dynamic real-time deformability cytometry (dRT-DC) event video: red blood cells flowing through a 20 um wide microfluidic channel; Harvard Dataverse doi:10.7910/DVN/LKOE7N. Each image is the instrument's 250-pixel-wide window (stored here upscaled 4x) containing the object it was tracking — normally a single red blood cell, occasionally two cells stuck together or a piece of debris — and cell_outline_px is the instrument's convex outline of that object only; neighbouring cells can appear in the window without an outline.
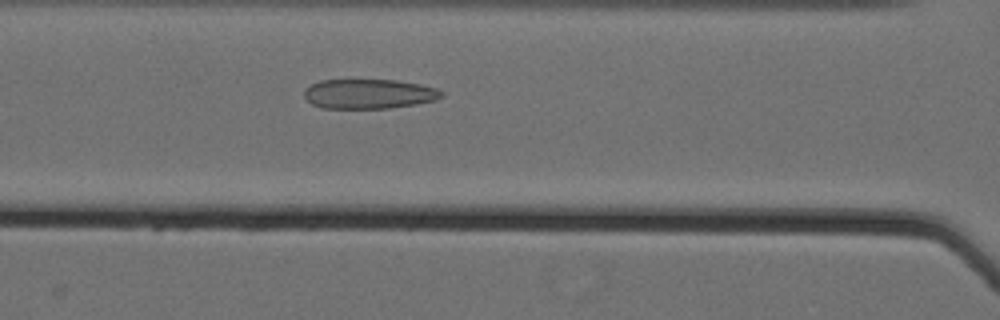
{"species": "Egyptian fruit bat (a non-hibernating species)", "species_latin": "Rousettus aegyptiacus", "temperature_condition": "cold", "stored_images_in_passage": 47, "camera_frame_rate_fps": 3000, "um_per_image_px": 0.085, "animal": {"sex": "female"}, "frame": {"image": 1, "passage_image": 17, "time_ms": 5.333, "image_size_px": [1000, 320], "cell_outline_px": [[444, 96], [436, 100], [416, 104], [388, 108], [320, 108], [312, 104], [304, 96], [304, 88], [320, 80], [396, 80], [420, 84], [436, 88], [444, 92]], "centroid_in_image_um": [31.36, 7.98], "position_along_channel_um": 135.2, "area_um2": 23.81}}
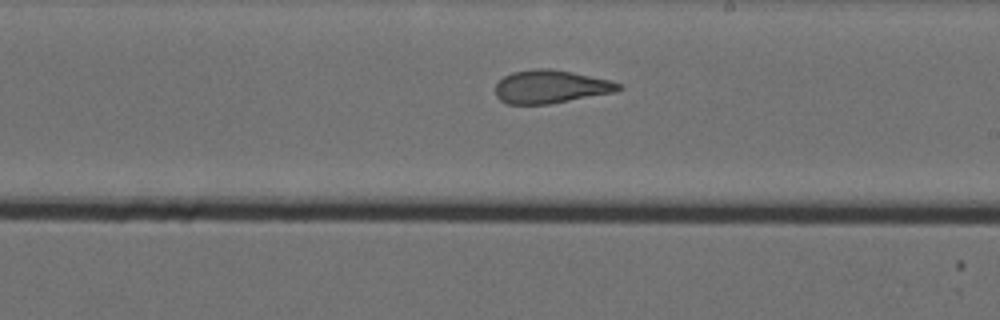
{"frame": {"image": 2, "passage_image": 26, "time_ms": 8.333, "image_size_px": [1000, 320], "cell_outline_px": [[620, 88], [616, 92], [548, 104], [508, 104], [500, 100], [496, 96], [496, 84], [504, 76], [512, 72], [536, 68], [548, 68], [572, 72], [612, 80], [620, 84]], "centroid_in_image_um": [46.8, 7.36], "position_along_channel_um": 242.2, "area_um2": 23.76}}
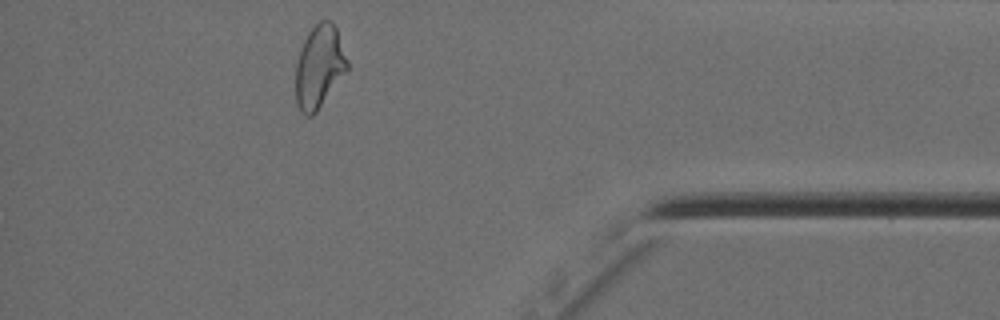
{"frame": {"image": 3, "passage_image": 42, "time_ms": 13.667, "image_size_px": [1000, 320], "cell_outline_px": [[348, 68], [316, 112], [312, 116], [304, 116], [300, 112], [296, 104], [296, 64], [300, 48], [308, 32], [320, 20], [328, 20], [336, 28], [348, 60]], "centroid_in_image_um": [27.11, 5.68], "position_along_channel_um": 408.1, "area_um2": 24.68}, "authors_computed_cell_mechanics": {"area_um2": 25.143, "velocity_mm_per_s": 3.5682, "shape_relaxation_time_tau1_ms": null, "shape_relaxation_time_tau2_ms": 1.9969, "deformation_change_tau1": null, "deformation_change_tau2": 0.1031}}